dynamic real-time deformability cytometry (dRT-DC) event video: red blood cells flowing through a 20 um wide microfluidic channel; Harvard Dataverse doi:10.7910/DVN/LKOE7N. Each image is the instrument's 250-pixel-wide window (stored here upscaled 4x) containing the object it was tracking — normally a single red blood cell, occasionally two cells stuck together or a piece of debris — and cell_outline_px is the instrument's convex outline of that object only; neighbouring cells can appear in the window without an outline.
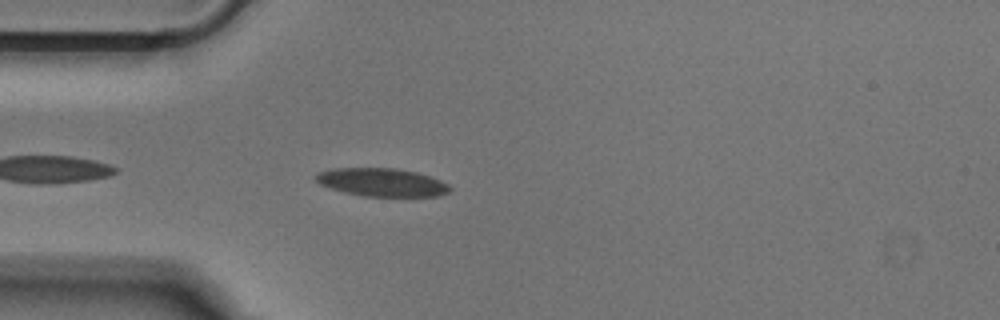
{"species": "Egyptian fruit bat (a non-hibernating species)", "species_latin": "Rousettus aegyptiacus", "temperature_condition": "cold", "stored_images_in_passage": 39, "camera_frame_rate_fps": 3000, "um_per_image_px": 0.085, "animal": {"sex": "male"}, "frame": {"image": 1, "passage_image": 3, "time_ms": 0.667, "image_size_px": [1000, 320], "cell_outline_px": [[452, 188], [448, 192], [436, 196], [364, 196], [344, 192], [320, 184], [316, 180], [316, 176], [320, 172], [332, 168], [396, 168], [416, 172], [440, 180], [448, 184]], "centroid_in_image_um": [32.47, 15.49], "position_along_channel_um": 52.5, "area_um2": 21.73}}
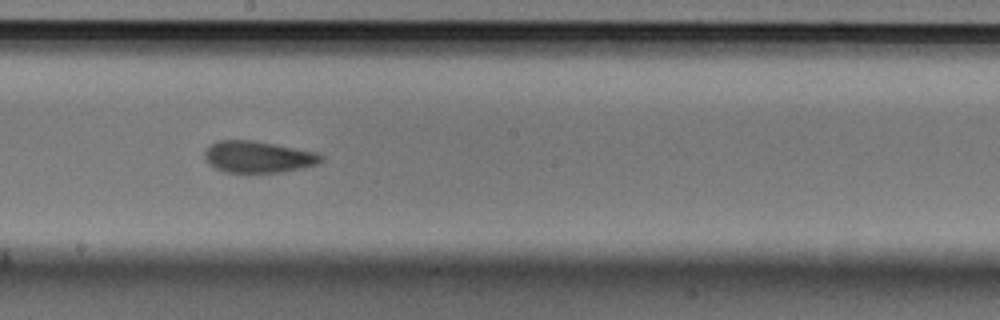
{"frame": {"image": 2, "passage_image": 17, "time_ms": 5.333, "image_size_px": [1000, 320], "cell_outline_px": [[324, 160], [316, 164], [304, 168], [280, 172], [224, 172], [208, 164], [204, 156], [204, 148], [216, 140], [252, 140], [276, 144], [316, 152], [324, 156]], "centroid_in_image_um": [21.92, 13.32], "position_along_channel_um": 226.3, "area_um2": 21.68}}
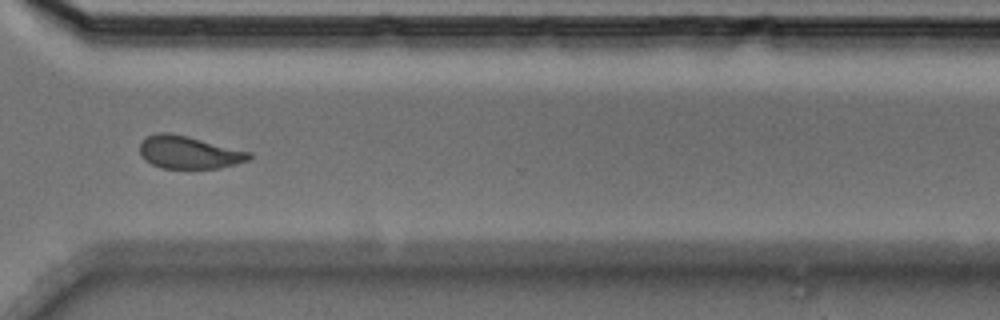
{"frame": {"image": 3, "passage_image": 27, "time_ms": 8.667, "image_size_px": [1000, 320], "cell_outline_px": [[252, 156], [248, 160], [236, 164], [220, 168], [160, 168], [144, 160], [140, 156], [140, 144], [148, 136], [160, 132], [172, 132], [252, 152]], "centroid_in_image_um": [16.06, 12.95], "position_along_channel_um": 354.5, "area_um2": 20.92}}